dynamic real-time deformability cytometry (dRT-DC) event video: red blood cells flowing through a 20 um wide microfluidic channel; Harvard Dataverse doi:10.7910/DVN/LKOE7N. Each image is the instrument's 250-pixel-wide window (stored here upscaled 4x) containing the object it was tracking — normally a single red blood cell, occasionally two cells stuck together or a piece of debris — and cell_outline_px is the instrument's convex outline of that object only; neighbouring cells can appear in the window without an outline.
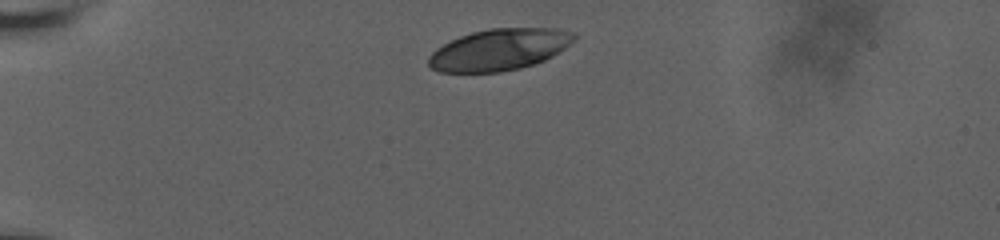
{"species": "human", "species_latin": "Homo sapiens", "temperature_condition": "room temperature", "stored_images_in_passage": 11, "camera_frame_rate_fps": 3000, "um_per_image_px": 0.085, "donor": {"sex": "male"}, "frame": {"image": 1, "passage_image": 1, "time_ms": 0.0, "image_size_px": [1000, 240], "cell_outline_px": [[576, 40], [552, 56], [536, 64], [520, 68], [500, 72], [440, 72], [432, 68], [428, 64], [428, 56], [436, 48], [460, 36], [472, 32], [488, 28], [560, 28], [576, 32]], "centroid_in_image_um": [42.47, 4.21], "position_along_channel_um": 42.5, "area_um2": 35.43}}
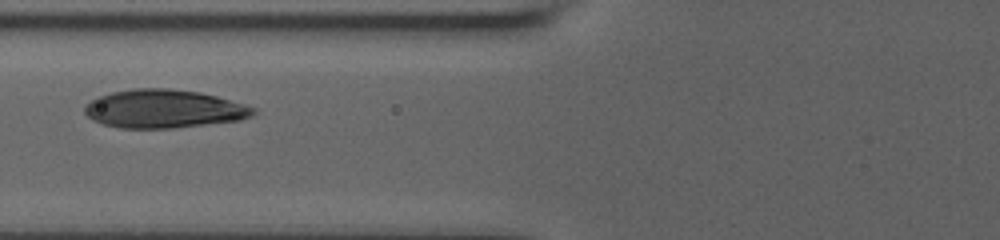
{"frame": {"image": 2, "passage_image": 5, "time_ms": 3.333, "image_size_px": [1000, 240], "cell_outline_px": [[256, 112], [252, 116], [240, 120], [172, 128], [120, 128], [104, 124], [92, 120], [84, 112], [84, 108], [96, 96], [112, 92], [132, 88], [168, 88], [200, 92], [216, 96], [244, 104], [256, 108]], "centroid_in_image_um": [13.92, 9.24], "position_along_channel_um": 111.9, "area_um2": 37.69}}
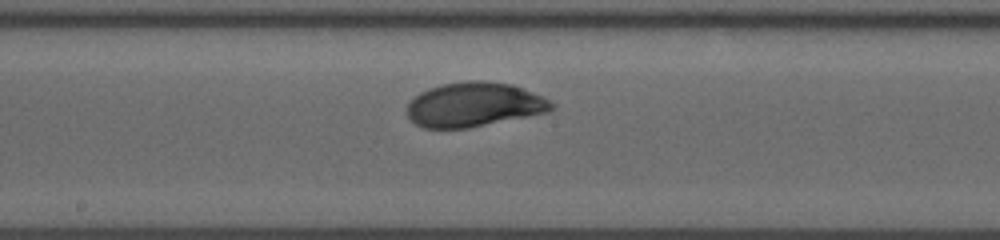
{"frame": {"image": 3, "passage_image": 10, "time_ms": 6.0, "image_size_px": [1000, 240], "cell_outline_px": [[552, 108], [548, 112], [468, 128], [424, 128], [416, 124], [408, 116], [408, 104], [420, 92], [428, 88], [444, 84], [464, 80], [484, 80], [512, 84], [532, 92], [548, 100], [552, 104]], "centroid_in_image_um": [40.27, 8.88], "position_along_channel_um": 207.9, "area_um2": 37.05}}